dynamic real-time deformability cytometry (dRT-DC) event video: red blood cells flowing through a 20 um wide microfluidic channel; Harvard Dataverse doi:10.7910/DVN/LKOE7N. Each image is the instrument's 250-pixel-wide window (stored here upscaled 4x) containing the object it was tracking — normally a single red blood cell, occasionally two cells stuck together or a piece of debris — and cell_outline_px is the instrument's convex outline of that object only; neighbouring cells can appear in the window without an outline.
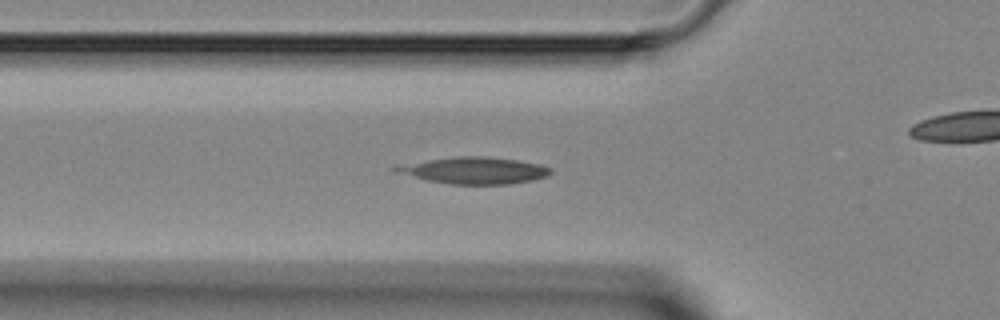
{"species": "Egyptian fruit bat (a non-hibernating species)", "species_latin": "Rousettus aegyptiacus", "temperature_condition": "room temperature", "stored_images_in_passage": 36, "camera_frame_rate_fps": 3000, "um_per_image_px": 0.085, "animal": {"sex": "female"}, "frame": {"image": 1, "passage_image": 12, "time_ms": 3.667, "image_size_px": [1000, 320], "cell_outline_px": [[552, 172], [548, 176], [532, 180], [508, 184], [452, 184], [428, 180], [392, 172], [388, 168], [392, 164], [456, 156], [488, 156], [516, 160], [540, 164], [552, 168]], "centroid_in_image_um": [40.19, 14.47], "position_along_channel_um": 85.6, "area_um2": 24.57}}
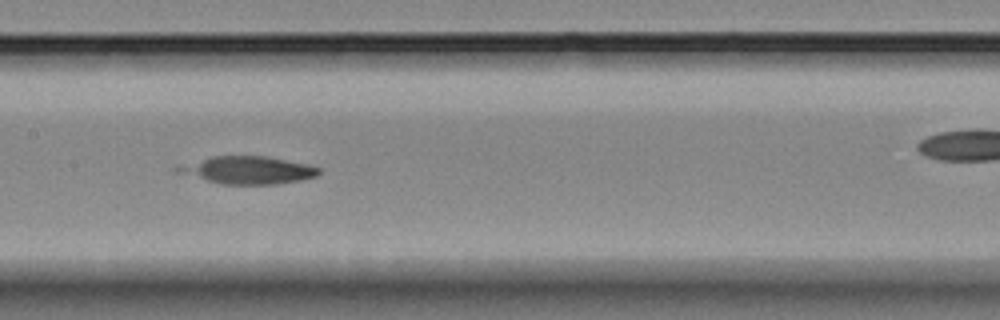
{"frame": {"image": 2, "passage_image": 19, "time_ms": 6.0, "image_size_px": [1000, 320], "cell_outline_px": [[320, 172], [316, 176], [300, 180], [276, 184], [220, 184], [176, 172], [172, 168], [176, 164], [212, 156], [268, 156], [308, 164], [320, 168]], "centroid_in_image_um": [20.98, 14.45], "position_along_channel_um": 186.4, "area_um2": 22.95}}
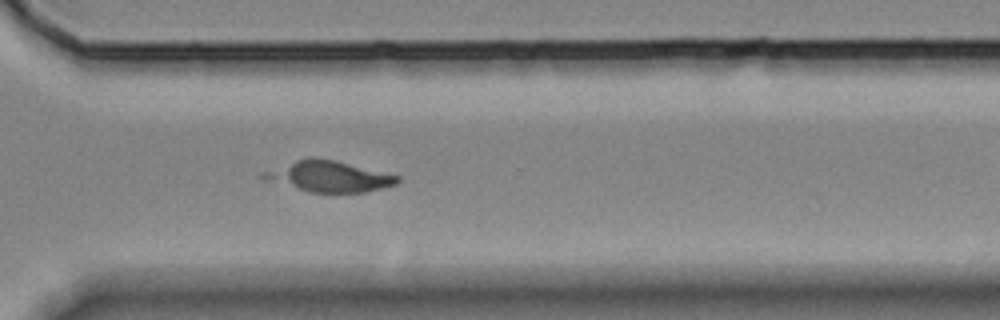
{"frame": {"image": 3, "passage_image": 30, "time_ms": 9.667, "image_size_px": [1000, 320], "cell_outline_px": [[400, 180], [396, 184], [364, 192], [308, 192], [264, 180], [260, 176], [260, 172], [296, 160], [336, 160], [400, 176]], "centroid_in_image_um": [27.92, 15.02], "position_along_channel_um": 342.7, "area_um2": 23.58}}